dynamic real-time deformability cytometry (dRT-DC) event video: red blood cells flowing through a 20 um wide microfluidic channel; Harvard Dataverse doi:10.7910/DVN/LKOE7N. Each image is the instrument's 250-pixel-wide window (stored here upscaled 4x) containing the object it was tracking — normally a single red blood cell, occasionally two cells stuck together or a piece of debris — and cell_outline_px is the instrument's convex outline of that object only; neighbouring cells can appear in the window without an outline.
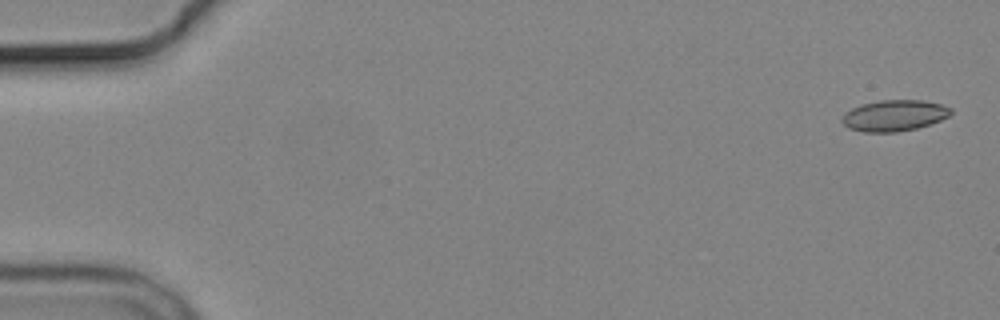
{"species": "common noctule bat (a hibernating species)", "species_latin": "Nyctalus noctula", "temperature_condition": "cold", "stored_images_in_passage": 5, "camera_frame_rate_fps": 3000, "um_per_image_px": 0.085, "animal": {"sex": "male", "body_mass_g": 19.2, "forearm_length_mm": 51.8}, "frame": {"image": 1, "passage_image": 1, "time_ms": 0.0, "image_size_px": [1000, 320], "cell_outline_px": [[952, 112], [948, 116], [940, 120], [916, 128], [896, 132], [864, 132], [848, 128], [840, 120], [844, 112], [852, 108], [864, 104], [880, 100], [924, 100], [940, 104], [952, 108]], "centroid_in_image_um": [75.99, 9.82], "position_along_channel_um": 9.0, "area_um2": 19.65}}
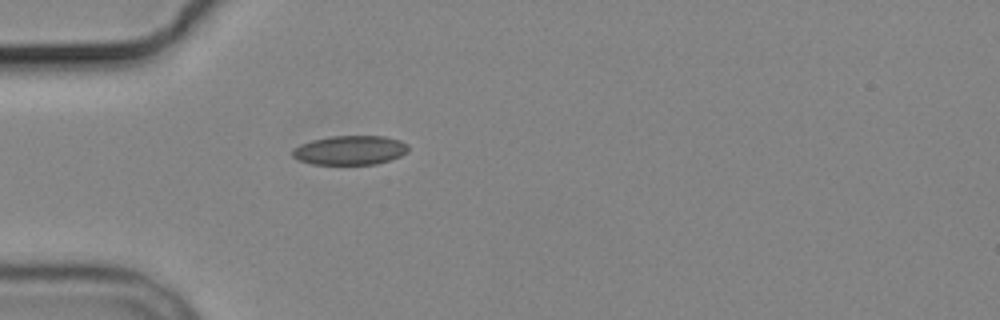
{"frame": {"image": 2, "passage_image": 5, "time_ms": 5.0, "image_size_px": [1000, 320], "cell_outline_px": [[408, 152], [400, 156], [376, 164], [312, 164], [300, 160], [292, 156], [292, 148], [300, 144], [312, 140], [328, 136], [384, 136], [400, 140], [408, 144]], "centroid_in_image_um": [29.75, 12.76], "position_along_channel_um": 55.3, "area_um2": 19.77}}